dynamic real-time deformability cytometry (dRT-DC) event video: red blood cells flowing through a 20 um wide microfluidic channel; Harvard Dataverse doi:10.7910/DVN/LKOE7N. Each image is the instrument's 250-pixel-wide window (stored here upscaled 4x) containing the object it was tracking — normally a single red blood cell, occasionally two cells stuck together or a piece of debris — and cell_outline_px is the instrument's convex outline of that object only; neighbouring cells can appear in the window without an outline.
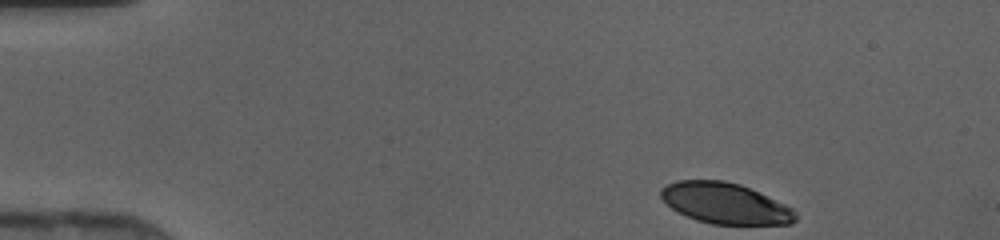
{"species": "human", "species_latin": "Homo sapiens", "temperature_condition": "cold", "stored_images_in_passage": 41, "camera_frame_rate_fps": 3000, "um_per_image_px": 0.085, "donor": {"sex": "female"}, "frame": {"image": 1, "passage_image": 1, "time_ms": 0.0, "image_size_px": [1000, 240], "cell_outline_px": [[796, 220], [792, 224], [712, 224], [696, 220], [676, 212], [660, 196], [660, 188], [676, 180], [724, 180], [740, 184], [784, 204], [792, 208], [796, 212]], "centroid_in_image_um": [61.61, 17.28], "position_along_channel_um": 23.4, "area_um2": 31.96}}
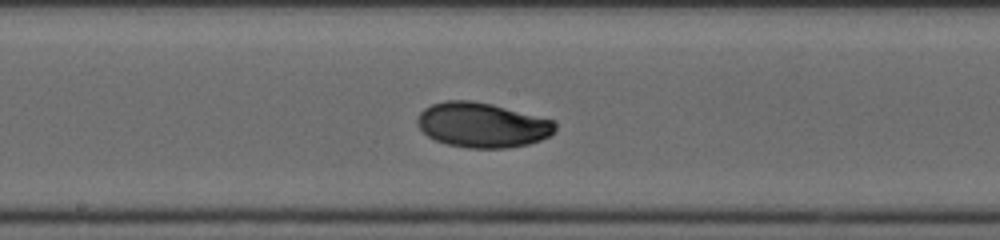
{"frame": {"image": 2, "passage_image": 20, "time_ms": 6.333, "image_size_px": [1000, 240], "cell_outline_px": [[556, 128], [548, 136], [540, 140], [528, 144], [508, 148], [468, 148], [448, 144], [436, 140], [428, 136], [416, 124], [416, 120], [420, 112], [424, 108], [432, 104], [444, 100], [472, 100], [492, 104], [552, 120], [556, 124]], "centroid_in_image_um": [40.95, 10.62], "position_along_channel_um": 207.2, "area_um2": 35.89}}
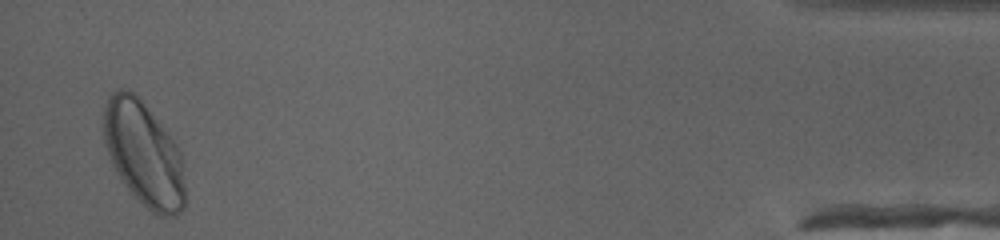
{"frame": {"image": 3, "passage_image": 40, "time_ms": 13.0, "image_size_px": [1000, 240], "cell_outline_px": [[184, 208], [176, 216], [160, 216], [152, 212], [124, 184], [116, 172], [108, 156], [104, 140], [104, 104], [108, 96], [112, 92], [120, 88], [128, 88], [144, 104], [176, 144], [180, 152], [184, 184]], "centroid_in_image_um": [12.19, 13.07], "position_along_channel_um": 423.0, "area_um2": 48.9}}